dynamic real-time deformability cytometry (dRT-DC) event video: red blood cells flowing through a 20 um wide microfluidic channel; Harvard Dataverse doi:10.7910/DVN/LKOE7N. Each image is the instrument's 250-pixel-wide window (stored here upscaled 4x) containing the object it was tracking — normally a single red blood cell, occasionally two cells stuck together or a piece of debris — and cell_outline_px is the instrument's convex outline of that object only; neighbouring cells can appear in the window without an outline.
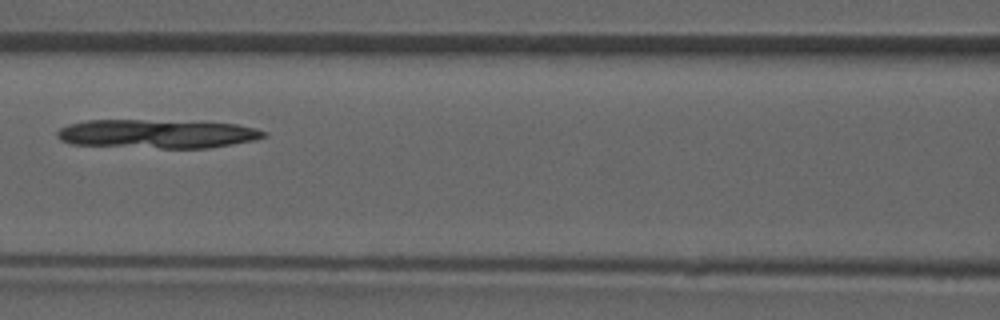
{"species": "common noctule bat (a hibernating species)", "species_latin": "Nyctalus noctula", "temperature_condition": "room temperature", "stored_images_in_passage": 5, "camera_frame_rate_fps": 3000, "um_per_image_px": 0.085, "animal": {"sex": "male", "forearm_length_mm": 52.5}, "frame": {"image": 1, "passage_image": 5, "time_ms": 4.333, "image_size_px": [1000, 320], "cell_outline_px": [[268, 136], [252, 140], [232, 144], [208, 148], [160, 148], [72, 144], [60, 140], [56, 136], [56, 132], [60, 128], [68, 124], [88, 120], [144, 120], [236, 124], [256, 128], [268, 132]], "centroid_in_image_um": [13.33, 11.38], "position_along_channel_um": 153.3, "area_um2": 34.45}}